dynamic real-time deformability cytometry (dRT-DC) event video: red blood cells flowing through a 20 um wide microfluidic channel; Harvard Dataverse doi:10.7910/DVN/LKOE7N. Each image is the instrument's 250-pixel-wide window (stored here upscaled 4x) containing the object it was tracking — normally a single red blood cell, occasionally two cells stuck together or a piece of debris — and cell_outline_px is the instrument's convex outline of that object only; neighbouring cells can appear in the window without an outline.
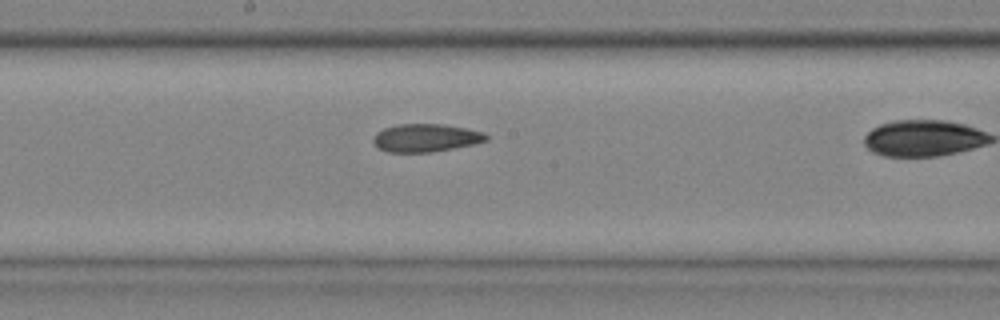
{"species": "common noctule bat (a hibernating species)", "species_latin": "Nyctalus noctula", "temperature_condition": "cold", "stored_images_in_passage": 27, "camera_frame_rate_fps": 3000, "um_per_image_px": 0.085, "animal": {"sex": "male", "body_mass_g": 20.4}, "frame": {"image": 1, "passage_image": 16, "time_ms": 5.0, "image_size_px": [1000, 320], "cell_outline_px": [[488, 140], [472, 144], [432, 152], [388, 152], [376, 148], [372, 140], [376, 132], [384, 128], [396, 124], [444, 124], [484, 132], [488, 136]], "centroid_in_image_um": [36.14, 11.71], "position_along_channel_um": 212.1, "area_um2": 18.44}}
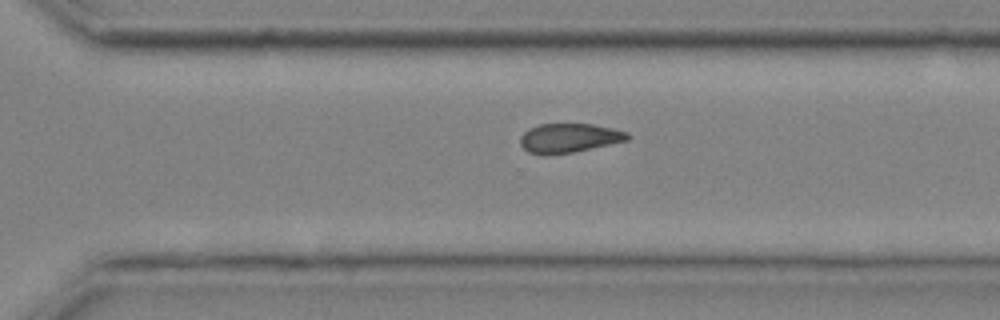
{"frame": {"image": 2, "passage_image": 23, "time_ms": 7.333, "image_size_px": [1000, 320], "cell_outline_px": [[632, 136], [628, 140], [572, 152], [544, 156], [528, 152], [520, 144], [520, 136], [528, 128], [540, 124], [592, 124], [612, 128], [628, 132]], "centroid_in_image_um": [48.35, 11.73], "position_along_channel_um": 322.3, "area_um2": 18.32}}